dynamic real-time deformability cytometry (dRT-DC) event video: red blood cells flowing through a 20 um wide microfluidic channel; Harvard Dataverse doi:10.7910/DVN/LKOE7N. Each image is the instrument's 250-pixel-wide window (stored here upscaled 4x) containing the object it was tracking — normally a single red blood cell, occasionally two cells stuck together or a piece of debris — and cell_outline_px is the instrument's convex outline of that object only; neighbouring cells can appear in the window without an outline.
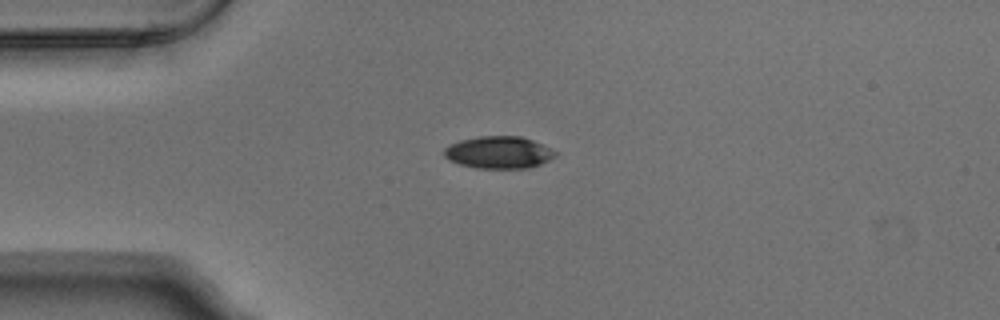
{"species": "Egyptian fruit bat (a non-hibernating species)", "species_latin": "Rousettus aegyptiacus", "temperature_condition": "warm", "stored_images_in_passage": 4, "camera_frame_rate_fps": 3000, "um_per_image_px": 0.085, "animal": {"sex": "male"}, "frame": {"image": 1, "passage_image": 4, "time_ms": 1.0, "image_size_px": [1000, 320], "cell_outline_px": [[556, 156], [540, 164], [528, 168], [476, 168], [460, 164], [448, 160], [444, 156], [444, 148], [460, 140], [480, 136], [520, 136], [532, 140], [556, 152]], "centroid_in_image_um": [42.36, 12.96], "position_along_channel_um": 42.6, "area_um2": 20.63}}